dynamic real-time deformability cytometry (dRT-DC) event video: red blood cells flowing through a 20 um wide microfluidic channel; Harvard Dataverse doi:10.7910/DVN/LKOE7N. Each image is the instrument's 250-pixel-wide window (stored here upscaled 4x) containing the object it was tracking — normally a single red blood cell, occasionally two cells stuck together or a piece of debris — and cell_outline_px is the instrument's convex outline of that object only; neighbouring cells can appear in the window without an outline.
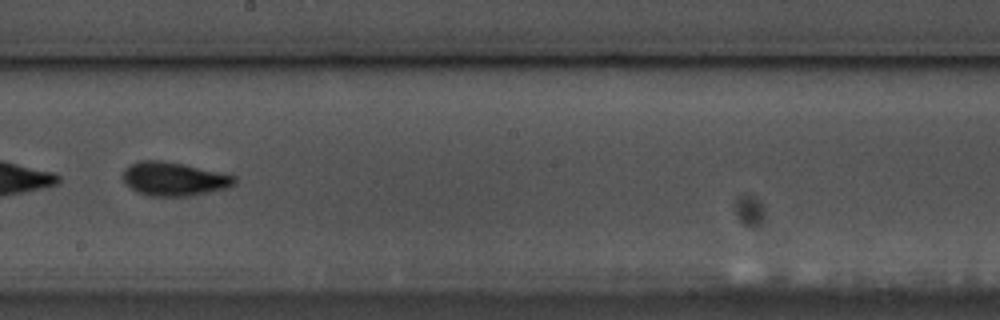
{"species": "common noctule bat (a hibernating species)", "species_latin": "Nyctalus noctula", "temperature_condition": "warm", "stored_images_in_passage": 56, "camera_frame_rate_fps": 3000, "um_per_image_px": 0.085, "animal": {"sex": "male", "body_mass_g": 17.5, "forearm_length_mm": 52.3}, "frame": {"image": 1, "passage_image": 33, "time_ms": 10.667, "image_size_px": [1000, 320], "cell_outline_px": [[236, 184], [228, 188], [188, 196], [148, 196], [136, 192], [124, 180], [124, 168], [140, 160], [164, 160], [184, 164], [236, 176]], "centroid_in_image_um": [14.81, 15.21], "position_along_channel_um": 233.4, "area_um2": 21.85}, "authors_computed_cell_mechanics": {"area_um2": 21.6172, "velocity_mm_per_s": 3.5431, "shape_relaxation_time_tau1_ms": 3.1867, "shape_relaxation_time_tau2_ms": 2.0941, "deformation_change_tau1": 0.1501, "deformation_change_tau2": 0.0869}}